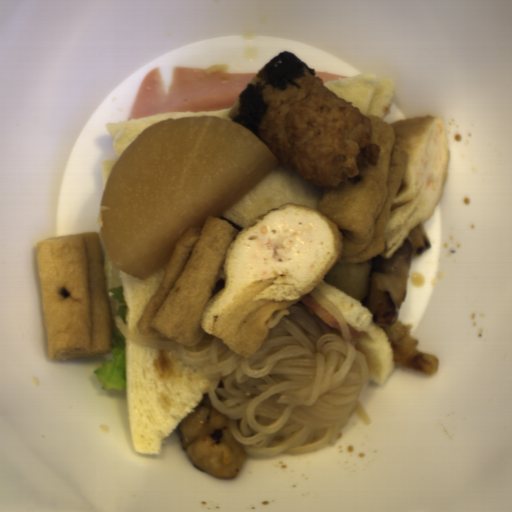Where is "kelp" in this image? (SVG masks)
<instances>
[{
	"instance_id": "99668d17",
	"label": "kelp",
	"mask_w": 512,
	"mask_h": 512,
	"mask_svg": "<svg viewBox=\"0 0 512 512\" xmlns=\"http://www.w3.org/2000/svg\"><path fill=\"white\" fill-rule=\"evenodd\" d=\"M306 70L316 75V70L309 68L304 60L287 50L281 51L255 75L265 82L258 85L249 82L239 93L240 106L233 122L242 124L259 138L261 118L269 106L263 97L264 87L270 84L285 91L289 84L300 89L301 86L294 80L307 76Z\"/></svg>"
}]
</instances>
